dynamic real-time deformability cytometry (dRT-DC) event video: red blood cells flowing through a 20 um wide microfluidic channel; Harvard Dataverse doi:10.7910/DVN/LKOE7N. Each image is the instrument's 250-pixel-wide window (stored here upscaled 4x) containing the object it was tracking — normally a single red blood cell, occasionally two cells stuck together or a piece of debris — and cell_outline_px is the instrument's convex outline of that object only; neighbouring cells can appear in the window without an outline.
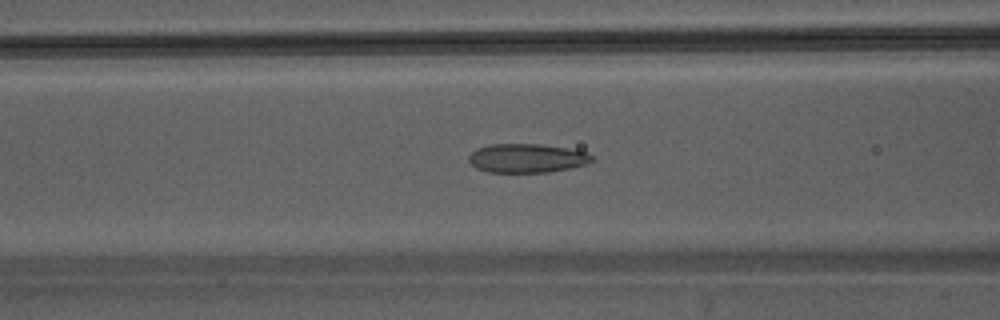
{"species": "Egyptian fruit bat (a non-hibernating species)", "species_latin": "Rousettus aegyptiacus", "temperature_condition": "warm", "stored_images_in_passage": 44, "camera_frame_rate_fps": 3000, "um_per_image_px": 0.085, "animal": {"sex": "male"}, "frame": {"image": 1, "passage_image": 18, "time_ms": 5.667, "image_size_px": [1000, 320], "cell_outline_px": [[596, 160], [588, 164], [548, 172], [488, 172], [476, 168], [468, 160], [468, 156], [476, 148], [488, 144], [540, 144], [564, 148], [584, 152], [596, 156]], "centroid_in_image_um": [44.79, 13.44], "position_along_channel_um": 121.8, "area_um2": 20.81}}
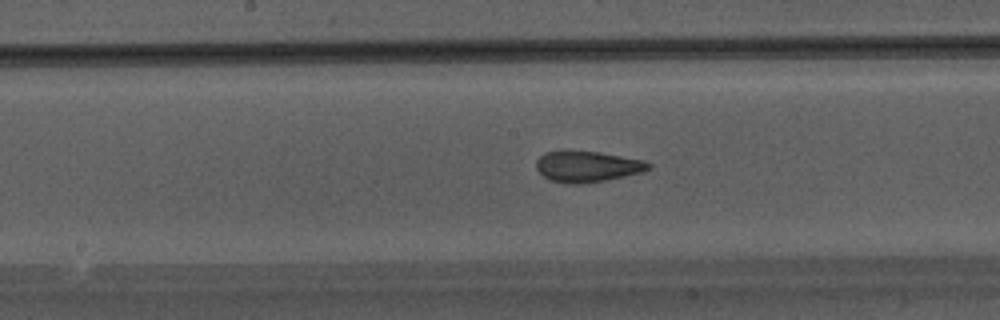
{"frame": {"image": 2, "passage_image": 23, "time_ms": 7.333, "image_size_px": [1000, 320], "cell_outline_px": [[652, 168], [644, 172], [604, 180], [576, 184], [568, 184], [548, 180], [536, 168], [536, 160], [544, 152], [560, 148], [568, 148], [600, 152], [644, 160], [652, 164]], "centroid_in_image_um": [49.88, 14.1], "position_along_channel_um": 198.3, "area_um2": 20.98}}
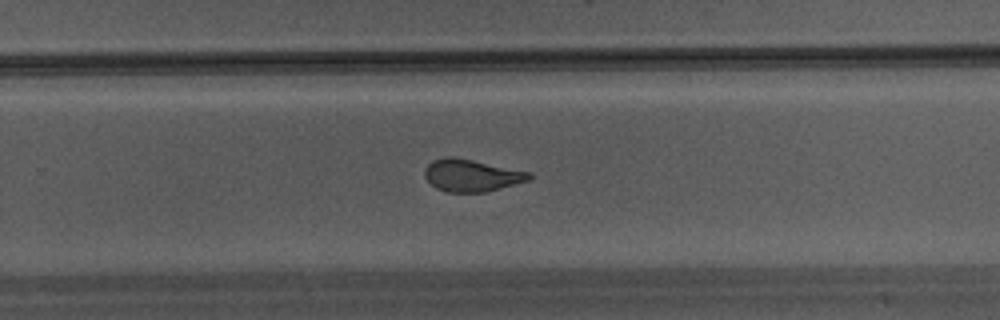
{"frame": {"image": 3, "passage_image": 29, "time_ms": 9.333, "image_size_px": [1000, 320], "cell_outline_px": [[532, 176], [528, 180], [484, 192], [448, 192], [436, 188], [424, 176], [424, 168], [432, 160], [444, 156], [452, 156], [532, 172]], "centroid_in_image_um": [40.04, 14.89], "position_along_channel_um": 289.8, "area_um2": 19.48}}